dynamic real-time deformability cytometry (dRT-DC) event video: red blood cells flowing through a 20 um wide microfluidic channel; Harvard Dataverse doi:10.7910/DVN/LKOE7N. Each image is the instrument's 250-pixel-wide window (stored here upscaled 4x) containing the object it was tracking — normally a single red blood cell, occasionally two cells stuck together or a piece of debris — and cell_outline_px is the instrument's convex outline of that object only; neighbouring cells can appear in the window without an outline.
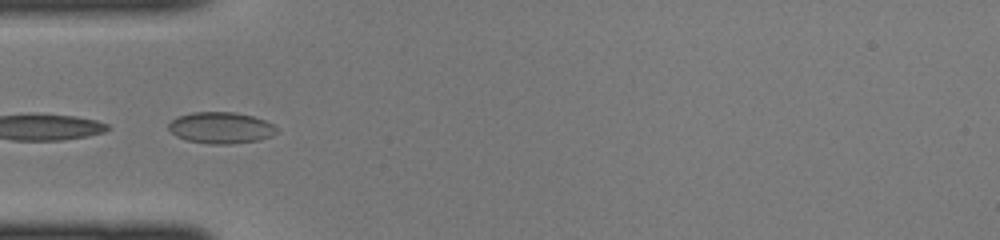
{"species": "common noctule bat (a hibernating species)", "species_latin": "Nyctalus noctula", "temperature_condition": "cold", "stored_images_in_passage": 21, "camera_frame_rate_fps": 3000, "um_per_image_px": 0.085, "animal": {"sex": "female", "body_mass_g": 22.0, "forearm_length_mm": 56.7}, "frame": {"image": 1, "passage_image": 12, "time_ms": 3.667, "image_size_px": [1000, 240], "cell_outline_px": [[276, 132], [272, 136], [256, 140], [232, 144], [208, 144], [188, 140], [176, 136], [168, 128], [168, 124], [176, 116], [192, 112], [232, 112], [252, 116], [264, 120], [272, 124], [276, 128]], "centroid_in_image_um": [18.74, 10.86], "position_along_channel_um": 66.3, "area_um2": 19.65}}
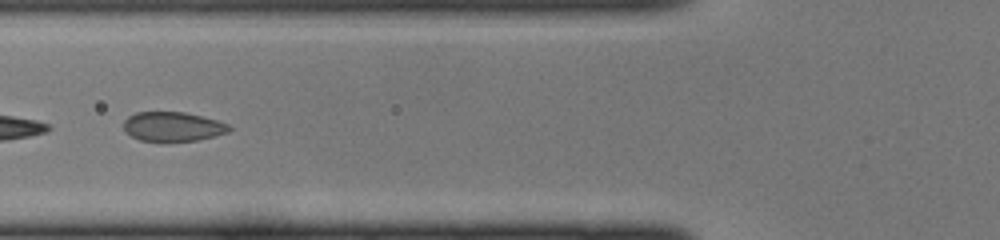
{"frame": {"image": 2, "passage_image": 15, "time_ms": 4.667, "image_size_px": [1000, 240], "cell_outline_px": [[232, 128], [228, 132], [196, 140], [140, 140], [132, 136], [124, 128], [124, 120], [128, 116], [136, 112], [184, 112], [216, 120], [228, 124]], "centroid_in_image_um": [14.68, 10.74], "position_along_channel_um": 111.1, "area_um2": 17.57}}